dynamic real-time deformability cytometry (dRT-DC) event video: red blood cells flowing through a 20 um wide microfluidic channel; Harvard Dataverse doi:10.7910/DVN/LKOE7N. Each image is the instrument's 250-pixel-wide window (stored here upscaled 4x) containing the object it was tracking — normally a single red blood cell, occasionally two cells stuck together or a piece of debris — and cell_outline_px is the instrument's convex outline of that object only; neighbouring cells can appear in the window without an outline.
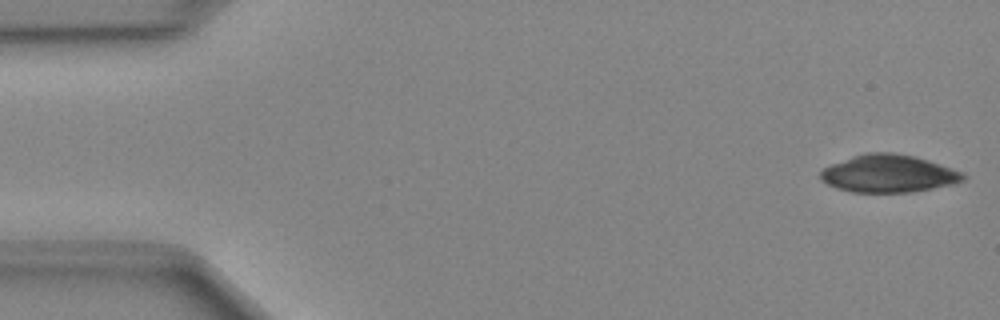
{"species": "Egyptian fruit bat (a non-hibernating species)", "species_latin": "Rousettus aegyptiacus", "temperature_condition": "cold", "stored_images_in_passage": 48, "camera_frame_rate_fps": 3000, "um_per_image_px": 0.085, "animal": {"sex": "female"}, "frame": {"image": 1, "passage_image": 1, "time_ms": 0.0, "image_size_px": [1000, 320], "cell_outline_px": [[964, 180], [956, 184], [912, 192], [852, 192], [836, 188], [820, 180], [820, 172], [824, 168], [832, 164], [852, 156], [868, 152], [892, 152], [912, 156], [928, 160], [960, 172], [964, 176]], "centroid_in_image_um": [75.5, 14.76], "position_along_channel_um": 9.5, "area_um2": 31.04}}
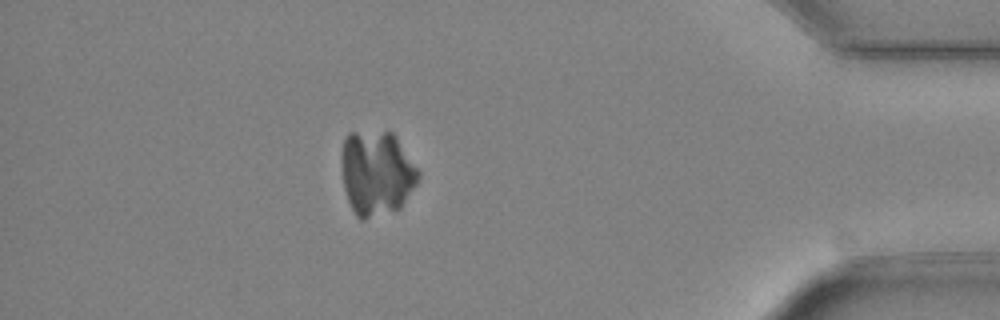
{"frame": {"image": 2, "passage_image": 42, "time_ms": 13.667, "image_size_px": [1000, 320], "cell_outline_px": [[420, 176], [416, 184], [400, 208], [396, 212], [364, 220], [360, 220], [356, 216], [348, 200], [344, 188], [340, 164], [340, 152], [344, 140], [348, 132], [392, 132], [396, 136], [420, 172]], "centroid_in_image_um": [31.99, 14.73], "position_along_channel_um": 403.2, "area_um2": 38.55}}